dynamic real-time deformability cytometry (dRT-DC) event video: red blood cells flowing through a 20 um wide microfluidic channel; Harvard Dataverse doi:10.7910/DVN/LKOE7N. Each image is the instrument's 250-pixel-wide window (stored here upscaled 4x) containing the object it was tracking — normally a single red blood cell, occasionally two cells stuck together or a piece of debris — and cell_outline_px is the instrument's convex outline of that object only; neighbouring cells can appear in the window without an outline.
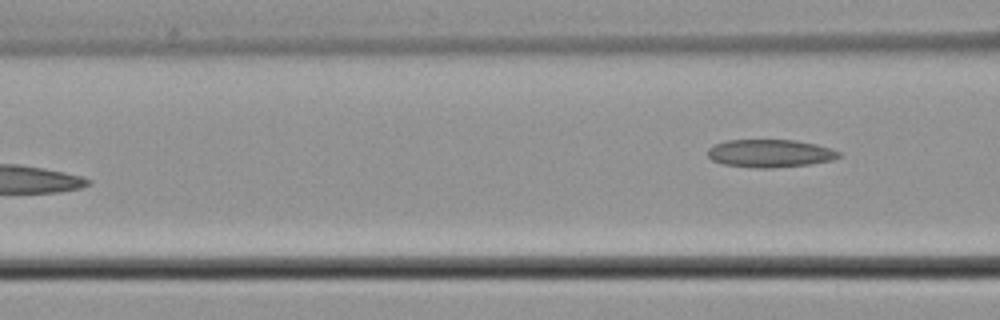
{"species": "common noctule bat (a hibernating species)", "species_latin": "Nyctalus noctula", "temperature_condition": "cold", "stored_images_in_passage": 3, "camera_frame_rate_fps": 3000, "um_per_image_px": 0.085, "animal": {"sex": "male", "body_mass_g": 21.5, "forearm_length_mm": 52.0}, "frame": {"image": 1, "passage_image": 3, "time_ms": 0.667, "image_size_px": [1000, 320], "cell_outline_px": [[840, 156], [832, 160], [808, 164], [772, 168], [756, 168], [724, 164], [712, 160], [708, 156], [708, 148], [724, 140], [796, 140], [816, 144], [832, 148], [840, 152]], "centroid_in_image_um": [65.45, 13.03], "position_along_channel_um": 101.1, "area_um2": 21.27}}